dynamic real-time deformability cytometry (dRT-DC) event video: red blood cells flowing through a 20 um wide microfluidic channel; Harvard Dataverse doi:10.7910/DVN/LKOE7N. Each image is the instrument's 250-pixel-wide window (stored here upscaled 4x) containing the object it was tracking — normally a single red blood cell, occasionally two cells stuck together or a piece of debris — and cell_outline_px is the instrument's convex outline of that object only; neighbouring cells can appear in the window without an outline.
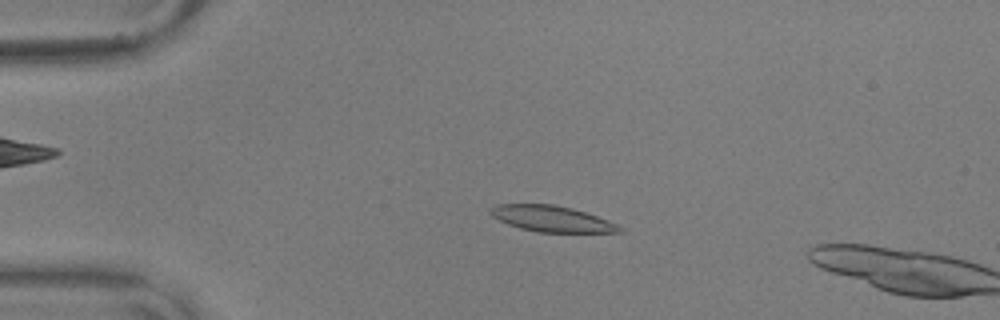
{"species": "common noctule bat (a hibernating species)", "species_latin": "Nyctalus noctula", "temperature_condition": "warm", "stored_images_in_passage": 15, "camera_frame_rate_fps": 3000, "um_per_image_px": 0.085, "animal": {"sex": "male", "body_mass_g": 17.9, "forearm_length_mm": 54.2}, "frame": {"image": 1, "passage_image": 13, "time_ms": 4.0, "image_size_px": [1000, 320], "cell_outline_px": [[624, 232], [536, 232], [520, 228], [508, 224], [492, 216], [488, 212], [488, 208], [500, 204], [552, 204], [572, 208], [608, 220], [624, 228]], "centroid_in_image_um": [46.88, 18.59], "position_along_channel_um": 38.1, "area_um2": 19.48}}